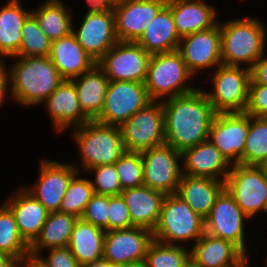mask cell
Here are the masks:
<instances>
[{
	"label": "cell",
	"instance_id": "obj_47",
	"mask_svg": "<svg viewBox=\"0 0 267 267\" xmlns=\"http://www.w3.org/2000/svg\"><path fill=\"white\" fill-rule=\"evenodd\" d=\"M88 10L86 13L114 12L115 2L113 0H86Z\"/></svg>",
	"mask_w": 267,
	"mask_h": 267
},
{
	"label": "cell",
	"instance_id": "obj_16",
	"mask_svg": "<svg viewBox=\"0 0 267 267\" xmlns=\"http://www.w3.org/2000/svg\"><path fill=\"white\" fill-rule=\"evenodd\" d=\"M220 41V20L209 29L180 39L178 51L196 79L199 78L200 73L206 74L209 69L208 72L211 73V70L222 65Z\"/></svg>",
	"mask_w": 267,
	"mask_h": 267
},
{
	"label": "cell",
	"instance_id": "obj_39",
	"mask_svg": "<svg viewBox=\"0 0 267 267\" xmlns=\"http://www.w3.org/2000/svg\"><path fill=\"white\" fill-rule=\"evenodd\" d=\"M114 164L123 190L144 185L140 152L125 151Z\"/></svg>",
	"mask_w": 267,
	"mask_h": 267
},
{
	"label": "cell",
	"instance_id": "obj_21",
	"mask_svg": "<svg viewBox=\"0 0 267 267\" xmlns=\"http://www.w3.org/2000/svg\"><path fill=\"white\" fill-rule=\"evenodd\" d=\"M249 258L232 242L204 233L192 246L195 267H250Z\"/></svg>",
	"mask_w": 267,
	"mask_h": 267
},
{
	"label": "cell",
	"instance_id": "obj_11",
	"mask_svg": "<svg viewBox=\"0 0 267 267\" xmlns=\"http://www.w3.org/2000/svg\"><path fill=\"white\" fill-rule=\"evenodd\" d=\"M126 151L143 152L165 144L162 102L152 101L137 111L121 127Z\"/></svg>",
	"mask_w": 267,
	"mask_h": 267
},
{
	"label": "cell",
	"instance_id": "obj_2",
	"mask_svg": "<svg viewBox=\"0 0 267 267\" xmlns=\"http://www.w3.org/2000/svg\"><path fill=\"white\" fill-rule=\"evenodd\" d=\"M7 59H12L7 64L11 102L25 109L40 106L64 81L48 56Z\"/></svg>",
	"mask_w": 267,
	"mask_h": 267
},
{
	"label": "cell",
	"instance_id": "obj_6",
	"mask_svg": "<svg viewBox=\"0 0 267 267\" xmlns=\"http://www.w3.org/2000/svg\"><path fill=\"white\" fill-rule=\"evenodd\" d=\"M152 233L154 240L165 244L187 246L191 241L193 245L205 233V219L176 193L169 194L163 199L159 221Z\"/></svg>",
	"mask_w": 267,
	"mask_h": 267
},
{
	"label": "cell",
	"instance_id": "obj_34",
	"mask_svg": "<svg viewBox=\"0 0 267 267\" xmlns=\"http://www.w3.org/2000/svg\"><path fill=\"white\" fill-rule=\"evenodd\" d=\"M0 251L18 264L30 254V245L21 236L13 213L4 203L0 204Z\"/></svg>",
	"mask_w": 267,
	"mask_h": 267
},
{
	"label": "cell",
	"instance_id": "obj_50",
	"mask_svg": "<svg viewBox=\"0 0 267 267\" xmlns=\"http://www.w3.org/2000/svg\"><path fill=\"white\" fill-rule=\"evenodd\" d=\"M80 267H116L111 262L107 261L105 258L95 260L90 263L81 265Z\"/></svg>",
	"mask_w": 267,
	"mask_h": 267
},
{
	"label": "cell",
	"instance_id": "obj_38",
	"mask_svg": "<svg viewBox=\"0 0 267 267\" xmlns=\"http://www.w3.org/2000/svg\"><path fill=\"white\" fill-rule=\"evenodd\" d=\"M21 34V46L15 56L27 57L49 55L51 40L41 30L37 19L32 14H30L24 21Z\"/></svg>",
	"mask_w": 267,
	"mask_h": 267
},
{
	"label": "cell",
	"instance_id": "obj_48",
	"mask_svg": "<svg viewBox=\"0 0 267 267\" xmlns=\"http://www.w3.org/2000/svg\"><path fill=\"white\" fill-rule=\"evenodd\" d=\"M21 267H49L39 256L28 254L20 263Z\"/></svg>",
	"mask_w": 267,
	"mask_h": 267
},
{
	"label": "cell",
	"instance_id": "obj_9",
	"mask_svg": "<svg viewBox=\"0 0 267 267\" xmlns=\"http://www.w3.org/2000/svg\"><path fill=\"white\" fill-rule=\"evenodd\" d=\"M247 220L251 221L229 192L224 189L205 218V232L232 242L247 257H251L249 248L253 246V240L249 239V242L246 240Z\"/></svg>",
	"mask_w": 267,
	"mask_h": 267
},
{
	"label": "cell",
	"instance_id": "obj_18",
	"mask_svg": "<svg viewBox=\"0 0 267 267\" xmlns=\"http://www.w3.org/2000/svg\"><path fill=\"white\" fill-rule=\"evenodd\" d=\"M152 240V231L143 227L107 231L103 258L115 266L144 261Z\"/></svg>",
	"mask_w": 267,
	"mask_h": 267
},
{
	"label": "cell",
	"instance_id": "obj_33",
	"mask_svg": "<svg viewBox=\"0 0 267 267\" xmlns=\"http://www.w3.org/2000/svg\"><path fill=\"white\" fill-rule=\"evenodd\" d=\"M77 219L76 216L59 211L49 213L40 235L30 245V254L38 256L42 251L68 247Z\"/></svg>",
	"mask_w": 267,
	"mask_h": 267
},
{
	"label": "cell",
	"instance_id": "obj_13",
	"mask_svg": "<svg viewBox=\"0 0 267 267\" xmlns=\"http://www.w3.org/2000/svg\"><path fill=\"white\" fill-rule=\"evenodd\" d=\"M39 163L36 182L22 187L49 213L58 212L68 184L78 170L71 162L51 160L49 157L42 158Z\"/></svg>",
	"mask_w": 267,
	"mask_h": 267
},
{
	"label": "cell",
	"instance_id": "obj_45",
	"mask_svg": "<svg viewBox=\"0 0 267 267\" xmlns=\"http://www.w3.org/2000/svg\"><path fill=\"white\" fill-rule=\"evenodd\" d=\"M250 84L267 85V50L251 68Z\"/></svg>",
	"mask_w": 267,
	"mask_h": 267
},
{
	"label": "cell",
	"instance_id": "obj_26",
	"mask_svg": "<svg viewBox=\"0 0 267 267\" xmlns=\"http://www.w3.org/2000/svg\"><path fill=\"white\" fill-rule=\"evenodd\" d=\"M121 196L129 208L132 224L153 232L158 224L162 202L166 195L142 185L123 190Z\"/></svg>",
	"mask_w": 267,
	"mask_h": 267
},
{
	"label": "cell",
	"instance_id": "obj_10",
	"mask_svg": "<svg viewBox=\"0 0 267 267\" xmlns=\"http://www.w3.org/2000/svg\"><path fill=\"white\" fill-rule=\"evenodd\" d=\"M151 101L145 83L109 81L101 114L94 120L107 126L121 127Z\"/></svg>",
	"mask_w": 267,
	"mask_h": 267
},
{
	"label": "cell",
	"instance_id": "obj_52",
	"mask_svg": "<svg viewBox=\"0 0 267 267\" xmlns=\"http://www.w3.org/2000/svg\"><path fill=\"white\" fill-rule=\"evenodd\" d=\"M184 267H195L191 262H189L186 266Z\"/></svg>",
	"mask_w": 267,
	"mask_h": 267
},
{
	"label": "cell",
	"instance_id": "obj_53",
	"mask_svg": "<svg viewBox=\"0 0 267 267\" xmlns=\"http://www.w3.org/2000/svg\"><path fill=\"white\" fill-rule=\"evenodd\" d=\"M264 259H265V265H266V267H267V255H266V257H264Z\"/></svg>",
	"mask_w": 267,
	"mask_h": 267
},
{
	"label": "cell",
	"instance_id": "obj_31",
	"mask_svg": "<svg viewBox=\"0 0 267 267\" xmlns=\"http://www.w3.org/2000/svg\"><path fill=\"white\" fill-rule=\"evenodd\" d=\"M106 231L78 218L68 244L79 265L103 258Z\"/></svg>",
	"mask_w": 267,
	"mask_h": 267
},
{
	"label": "cell",
	"instance_id": "obj_51",
	"mask_svg": "<svg viewBox=\"0 0 267 267\" xmlns=\"http://www.w3.org/2000/svg\"><path fill=\"white\" fill-rule=\"evenodd\" d=\"M116 267H146L145 261L135 262V263H129V264H121L117 265Z\"/></svg>",
	"mask_w": 267,
	"mask_h": 267
},
{
	"label": "cell",
	"instance_id": "obj_3",
	"mask_svg": "<svg viewBox=\"0 0 267 267\" xmlns=\"http://www.w3.org/2000/svg\"><path fill=\"white\" fill-rule=\"evenodd\" d=\"M256 16L220 22L222 65L252 68L267 48V26Z\"/></svg>",
	"mask_w": 267,
	"mask_h": 267
},
{
	"label": "cell",
	"instance_id": "obj_14",
	"mask_svg": "<svg viewBox=\"0 0 267 267\" xmlns=\"http://www.w3.org/2000/svg\"><path fill=\"white\" fill-rule=\"evenodd\" d=\"M250 127L245 112L216 113L209 128V140L232 166L244 165V147Z\"/></svg>",
	"mask_w": 267,
	"mask_h": 267
},
{
	"label": "cell",
	"instance_id": "obj_12",
	"mask_svg": "<svg viewBox=\"0 0 267 267\" xmlns=\"http://www.w3.org/2000/svg\"><path fill=\"white\" fill-rule=\"evenodd\" d=\"M144 185L165 195L177 193L182 154L166 143L141 152Z\"/></svg>",
	"mask_w": 267,
	"mask_h": 267
},
{
	"label": "cell",
	"instance_id": "obj_8",
	"mask_svg": "<svg viewBox=\"0 0 267 267\" xmlns=\"http://www.w3.org/2000/svg\"><path fill=\"white\" fill-rule=\"evenodd\" d=\"M225 189L241 210L251 219L267 214V167L232 165Z\"/></svg>",
	"mask_w": 267,
	"mask_h": 267
},
{
	"label": "cell",
	"instance_id": "obj_46",
	"mask_svg": "<svg viewBox=\"0 0 267 267\" xmlns=\"http://www.w3.org/2000/svg\"><path fill=\"white\" fill-rule=\"evenodd\" d=\"M10 98L9 92V72L5 60H0V108Z\"/></svg>",
	"mask_w": 267,
	"mask_h": 267
},
{
	"label": "cell",
	"instance_id": "obj_15",
	"mask_svg": "<svg viewBox=\"0 0 267 267\" xmlns=\"http://www.w3.org/2000/svg\"><path fill=\"white\" fill-rule=\"evenodd\" d=\"M151 54L137 42L118 41L97 62L110 81L145 83Z\"/></svg>",
	"mask_w": 267,
	"mask_h": 267
},
{
	"label": "cell",
	"instance_id": "obj_49",
	"mask_svg": "<svg viewBox=\"0 0 267 267\" xmlns=\"http://www.w3.org/2000/svg\"><path fill=\"white\" fill-rule=\"evenodd\" d=\"M18 265L13 258L0 251V267H17Z\"/></svg>",
	"mask_w": 267,
	"mask_h": 267
},
{
	"label": "cell",
	"instance_id": "obj_25",
	"mask_svg": "<svg viewBox=\"0 0 267 267\" xmlns=\"http://www.w3.org/2000/svg\"><path fill=\"white\" fill-rule=\"evenodd\" d=\"M48 57L64 80L79 77L97 64L77 42L72 32L60 39L51 41Z\"/></svg>",
	"mask_w": 267,
	"mask_h": 267
},
{
	"label": "cell",
	"instance_id": "obj_29",
	"mask_svg": "<svg viewBox=\"0 0 267 267\" xmlns=\"http://www.w3.org/2000/svg\"><path fill=\"white\" fill-rule=\"evenodd\" d=\"M21 0H8L0 6V60L15 56L21 46V29L24 21L32 13L24 8Z\"/></svg>",
	"mask_w": 267,
	"mask_h": 267
},
{
	"label": "cell",
	"instance_id": "obj_24",
	"mask_svg": "<svg viewBox=\"0 0 267 267\" xmlns=\"http://www.w3.org/2000/svg\"><path fill=\"white\" fill-rule=\"evenodd\" d=\"M180 38L215 26L219 10L206 0H167Z\"/></svg>",
	"mask_w": 267,
	"mask_h": 267
},
{
	"label": "cell",
	"instance_id": "obj_5",
	"mask_svg": "<svg viewBox=\"0 0 267 267\" xmlns=\"http://www.w3.org/2000/svg\"><path fill=\"white\" fill-rule=\"evenodd\" d=\"M194 78L178 50L156 53L148 63L145 87L151 101L162 102L196 90Z\"/></svg>",
	"mask_w": 267,
	"mask_h": 267
},
{
	"label": "cell",
	"instance_id": "obj_36",
	"mask_svg": "<svg viewBox=\"0 0 267 267\" xmlns=\"http://www.w3.org/2000/svg\"><path fill=\"white\" fill-rule=\"evenodd\" d=\"M188 246L171 245L152 240L146 256V267H184L190 262Z\"/></svg>",
	"mask_w": 267,
	"mask_h": 267
},
{
	"label": "cell",
	"instance_id": "obj_19",
	"mask_svg": "<svg viewBox=\"0 0 267 267\" xmlns=\"http://www.w3.org/2000/svg\"><path fill=\"white\" fill-rule=\"evenodd\" d=\"M167 0H119L114 15L118 41L136 42Z\"/></svg>",
	"mask_w": 267,
	"mask_h": 267
},
{
	"label": "cell",
	"instance_id": "obj_27",
	"mask_svg": "<svg viewBox=\"0 0 267 267\" xmlns=\"http://www.w3.org/2000/svg\"><path fill=\"white\" fill-rule=\"evenodd\" d=\"M224 189V181L182 175L176 194L205 219Z\"/></svg>",
	"mask_w": 267,
	"mask_h": 267
},
{
	"label": "cell",
	"instance_id": "obj_23",
	"mask_svg": "<svg viewBox=\"0 0 267 267\" xmlns=\"http://www.w3.org/2000/svg\"><path fill=\"white\" fill-rule=\"evenodd\" d=\"M181 154L183 175L225 181L230 172L231 165L209 139Z\"/></svg>",
	"mask_w": 267,
	"mask_h": 267
},
{
	"label": "cell",
	"instance_id": "obj_42",
	"mask_svg": "<svg viewBox=\"0 0 267 267\" xmlns=\"http://www.w3.org/2000/svg\"><path fill=\"white\" fill-rule=\"evenodd\" d=\"M132 224L129 208L120 195L109 196L108 231L129 229Z\"/></svg>",
	"mask_w": 267,
	"mask_h": 267
},
{
	"label": "cell",
	"instance_id": "obj_40",
	"mask_svg": "<svg viewBox=\"0 0 267 267\" xmlns=\"http://www.w3.org/2000/svg\"><path fill=\"white\" fill-rule=\"evenodd\" d=\"M86 174L89 176L95 194L114 196L120 195L123 191L115 164L91 167L82 175L86 176ZM89 174L92 175L91 178Z\"/></svg>",
	"mask_w": 267,
	"mask_h": 267
},
{
	"label": "cell",
	"instance_id": "obj_22",
	"mask_svg": "<svg viewBox=\"0 0 267 267\" xmlns=\"http://www.w3.org/2000/svg\"><path fill=\"white\" fill-rule=\"evenodd\" d=\"M3 203L13 213L21 236L31 245L40 235L49 212L22 184Z\"/></svg>",
	"mask_w": 267,
	"mask_h": 267
},
{
	"label": "cell",
	"instance_id": "obj_32",
	"mask_svg": "<svg viewBox=\"0 0 267 267\" xmlns=\"http://www.w3.org/2000/svg\"><path fill=\"white\" fill-rule=\"evenodd\" d=\"M32 9L39 27L51 40L60 39L72 32L74 10L62 0H45ZM66 4V5H65ZM73 10V12L71 11Z\"/></svg>",
	"mask_w": 267,
	"mask_h": 267
},
{
	"label": "cell",
	"instance_id": "obj_20",
	"mask_svg": "<svg viewBox=\"0 0 267 267\" xmlns=\"http://www.w3.org/2000/svg\"><path fill=\"white\" fill-rule=\"evenodd\" d=\"M45 106L47 116L56 134L70 131L91 120L80 108L77 90L72 80H64L59 87L41 104Z\"/></svg>",
	"mask_w": 267,
	"mask_h": 267
},
{
	"label": "cell",
	"instance_id": "obj_4",
	"mask_svg": "<svg viewBox=\"0 0 267 267\" xmlns=\"http://www.w3.org/2000/svg\"><path fill=\"white\" fill-rule=\"evenodd\" d=\"M70 137L79 152L80 163H71L78 172L91 167L114 164L126 151L121 128L90 121L71 129Z\"/></svg>",
	"mask_w": 267,
	"mask_h": 267
},
{
	"label": "cell",
	"instance_id": "obj_41",
	"mask_svg": "<svg viewBox=\"0 0 267 267\" xmlns=\"http://www.w3.org/2000/svg\"><path fill=\"white\" fill-rule=\"evenodd\" d=\"M109 196L94 194L80 217L82 220L108 231Z\"/></svg>",
	"mask_w": 267,
	"mask_h": 267
},
{
	"label": "cell",
	"instance_id": "obj_28",
	"mask_svg": "<svg viewBox=\"0 0 267 267\" xmlns=\"http://www.w3.org/2000/svg\"><path fill=\"white\" fill-rule=\"evenodd\" d=\"M180 39L171 9L165 5L154 19L148 22L144 33L136 42L152 55L178 50Z\"/></svg>",
	"mask_w": 267,
	"mask_h": 267
},
{
	"label": "cell",
	"instance_id": "obj_1",
	"mask_svg": "<svg viewBox=\"0 0 267 267\" xmlns=\"http://www.w3.org/2000/svg\"><path fill=\"white\" fill-rule=\"evenodd\" d=\"M203 88L162 101L165 143L181 153L209 138L216 113Z\"/></svg>",
	"mask_w": 267,
	"mask_h": 267
},
{
	"label": "cell",
	"instance_id": "obj_44",
	"mask_svg": "<svg viewBox=\"0 0 267 267\" xmlns=\"http://www.w3.org/2000/svg\"><path fill=\"white\" fill-rule=\"evenodd\" d=\"M38 256L49 267H80L78 261L68 247L49 249L43 251Z\"/></svg>",
	"mask_w": 267,
	"mask_h": 267
},
{
	"label": "cell",
	"instance_id": "obj_37",
	"mask_svg": "<svg viewBox=\"0 0 267 267\" xmlns=\"http://www.w3.org/2000/svg\"><path fill=\"white\" fill-rule=\"evenodd\" d=\"M82 172H77L70 180L59 212L80 218L86 204L95 194L90 179L83 177ZM82 176V177H81Z\"/></svg>",
	"mask_w": 267,
	"mask_h": 267
},
{
	"label": "cell",
	"instance_id": "obj_7",
	"mask_svg": "<svg viewBox=\"0 0 267 267\" xmlns=\"http://www.w3.org/2000/svg\"><path fill=\"white\" fill-rule=\"evenodd\" d=\"M204 90L215 113L244 112L247 106L251 69L244 66L220 65L209 73Z\"/></svg>",
	"mask_w": 267,
	"mask_h": 267
},
{
	"label": "cell",
	"instance_id": "obj_17",
	"mask_svg": "<svg viewBox=\"0 0 267 267\" xmlns=\"http://www.w3.org/2000/svg\"><path fill=\"white\" fill-rule=\"evenodd\" d=\"M85 14L78 24L79 28L73 20L72 33L84 50L98 62L118 42L115 15L114 12Z\"/></svg>",
	"mask_w": 267,
	"mask_h": 267
},
{
	"label": "cell",
	"instance_id": "obj_30",
	"mask_svg": "<svg viewBox=\"0 0 267 267\" xmlns=\"http://www.w3.org/2000/svg\"><path fill=\"white\" fill-rule=\"evenodd\" d=\"M72 81L77 90L80 108L91 121H94L103 109L109 78L96 64L91 70Z\"/></svg>",
	"mask_w": 267,
	"mask_h": 267
},
{
	"label": "cell",
	"instance_id": "obj_35",
	"mask_svg": "<svg viewBox=\"0 0 267 267\" xmlns=\"http://www.w3.org/2000/svg\"><path fill=\"white\" fill-rule=\"evenodd\" d=\"M244 165L267 167V117L250 116L244 147Z\"/></svg>",
	"mask_w": 267,
	"mask_h": 267
},
{
	"label": "cell",
	"instance_id": "obj_43",
	"mask_svg": "<svg viewBox=\"0 0 267 267\" xmlns=\"http://www.w3.org/2000/svg\"><path fill=\"white\" fill-rule=\"evenodd\" d=\"M244 112L254 117H267V85L250 84Z\"/></svg>",
	"mask_w": 267,
	"mask_h": 267
}]
</instances>
